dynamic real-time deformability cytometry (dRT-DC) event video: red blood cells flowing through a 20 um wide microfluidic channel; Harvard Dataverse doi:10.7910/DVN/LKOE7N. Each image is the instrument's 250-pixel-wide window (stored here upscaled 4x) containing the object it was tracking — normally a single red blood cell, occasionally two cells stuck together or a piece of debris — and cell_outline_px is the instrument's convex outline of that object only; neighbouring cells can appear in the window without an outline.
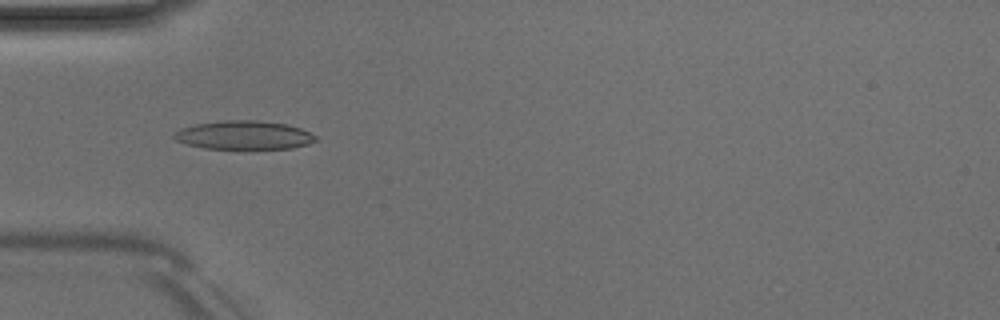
{"species": "Egyptian fruit bat (a non-hibernating species)", "species_latin": "Rousettus aegyptiacus", "temperature_condition": "room temperature", "stored_images_in_passage": 49, "camera_frame_rate_fps": 3000, "um_per_image_px": 0.085, "animal": {"sex": "male"}, "frame": {"image": 1, "passage_image": 15, "time_ms": 4.667, "image_size_px": [1000, 320], "cell_outline_px": [[316, 140], [308, 144], [292, 148], [204, 148], [188, 144], [176, 140], [172, 136], [180, 128], [196, 124], [224, 120], [256, 120], [288, 124], [300, 128], [316, 136]], "centroid_in_image_um": [20.73, 11.47], "position_along_channel_um": 64.3, "area_um2": 23.35}, "authors_computed_cell_mechanics": {"area_um2": 22.3108, "velocity_mm_per_s": 4.0502, "shape_relaxation_time_tau1_ms": 4.9046, "shape_relaxation_time_tau2_ms": 2.0749, "deformation_change_tau1": 0.1737, "deformation_change_tau2": 0.095}}